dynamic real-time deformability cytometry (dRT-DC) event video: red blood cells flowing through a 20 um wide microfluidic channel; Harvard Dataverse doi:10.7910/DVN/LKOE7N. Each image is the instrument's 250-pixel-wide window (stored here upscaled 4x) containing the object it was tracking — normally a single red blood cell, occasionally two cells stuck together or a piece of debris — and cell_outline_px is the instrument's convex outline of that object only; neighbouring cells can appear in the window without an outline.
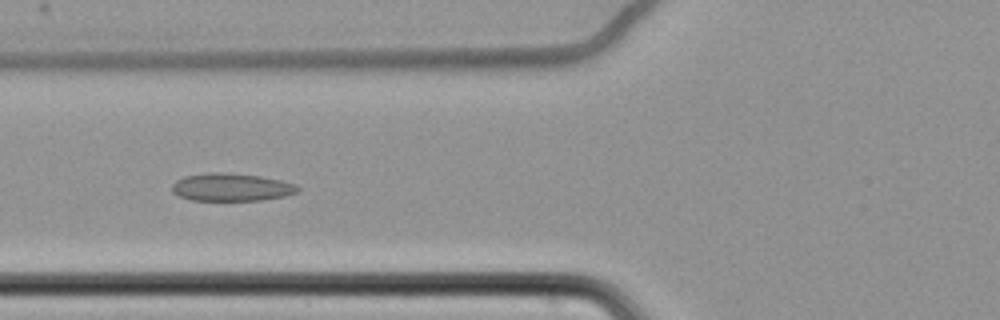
{"species": "common noctule bat (a hibernating species)", "species_latin": "Nyctalus noctula", "temperature_condition": "cold", "stored_images_in_passage": 58, "camera_frame_rate_fps": 3000, "um_per_image_px": 0.085, "animal": {"sex": "female", "body_mass_g": 22.7, "forearm_length_mm": 54.2}, "frame": {"image": 1, "passage_image": 22, "time_ms": 7.0, "image_size_px": [1000, 320], "cell_outline_px": [[300, 188], [296, 192], [284, 196], [260, 200], [192, 200], [180, 196], [172, 192], [172, 184], [176, 180], [184, 176], [208, 172], [224, 172], [260, 176], [280, 180], [296, 184]], "centroid_in_image_um": [19.64, 15.9], "position_along_channel_um": 106.2, "area_um2": 20.29}}
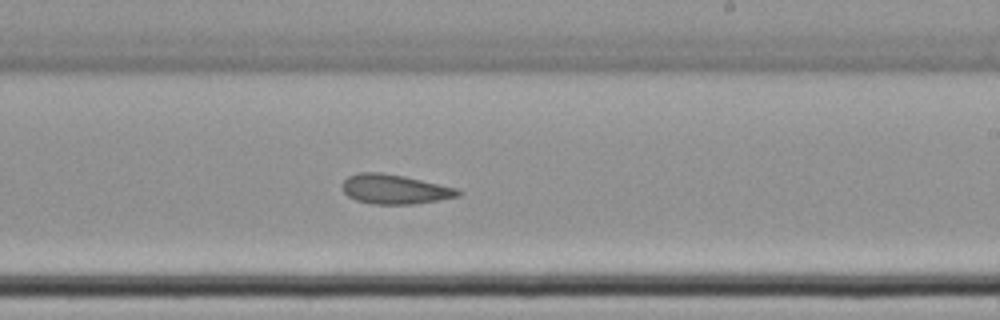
{"frame": {"image": 2, "passage_image": 35, "time_ms": 11.333, "image_size_px": [1000, 320], "cell_outline_px": [[464, 192], [460, 196], [412, 204], [376, 204], [356, 200], [348, 196], [344, 192], [340, 184], [348, 176], [360, 172], [380, 172], [404, 176], [456, 188]], "centroid_in_image_um": [33.53, 16.08], "position_along_channel_um": 255.5, "area_um2": 19.83}}
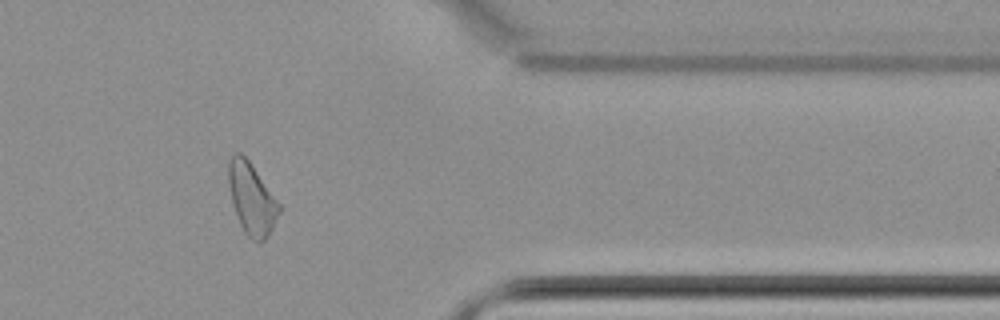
{"frame": {"image": 3, "passage_image": 48, "time_ms": 15.667, "image_size_px": [1000, 320], "cell_outline_px": [[284, 208], [268, 236], [260, 244], [252, 240], [244, 232], [240, 224], [232, 204], [228, 184], [228, 160], [236, 152], [240, 152], [248, 160]], "centroid_in_image_um": [21.42, 16.93], "position_along_channel_um": 390.0, "area_um2": 21.44}}